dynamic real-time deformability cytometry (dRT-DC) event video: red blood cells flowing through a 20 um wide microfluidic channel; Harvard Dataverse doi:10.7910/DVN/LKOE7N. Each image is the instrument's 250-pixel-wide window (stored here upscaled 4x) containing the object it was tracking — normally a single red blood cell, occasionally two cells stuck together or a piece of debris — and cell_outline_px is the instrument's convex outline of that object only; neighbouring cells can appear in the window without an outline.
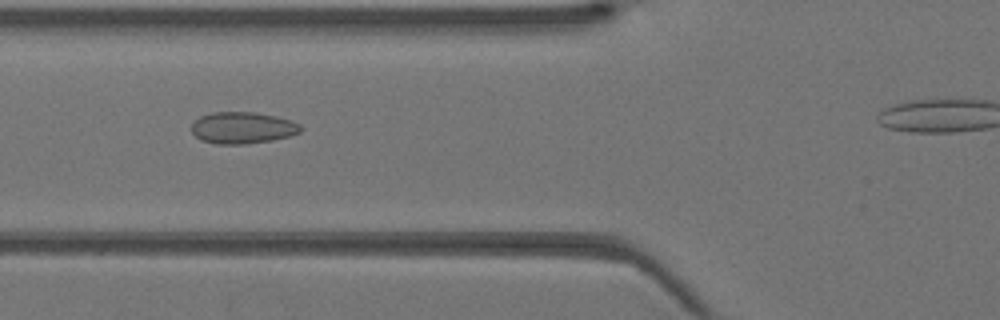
{"species": "Egyptian fruit bat (a non-hibernating species)", "species_latin": "Rousettus aegyptiacus", "temperature_condition": "warm", "stored_images_in_passage": 34, "camera_frame_rate_fps": 3000, "um_per_image_px": 0.085, "animal": {"sex": "female"}, "frame": {"image": 1, "passage_image": 13, "time_ms": 4.0, "image_size_px": [1000, 320], "cell_outline_px": [[300, 132], [292, 136], [272, 140], [244, 144], [216, 144], [200, 140], [192, 132], [192, 124], [200, 116], [212, 112], [252, 112], [276, 116], [292, 120], [300, 124]], "centroid_in_image_um": [20.62, 10.86], "position_along_channel_um": 105.2, "area_um2": 20.17}}
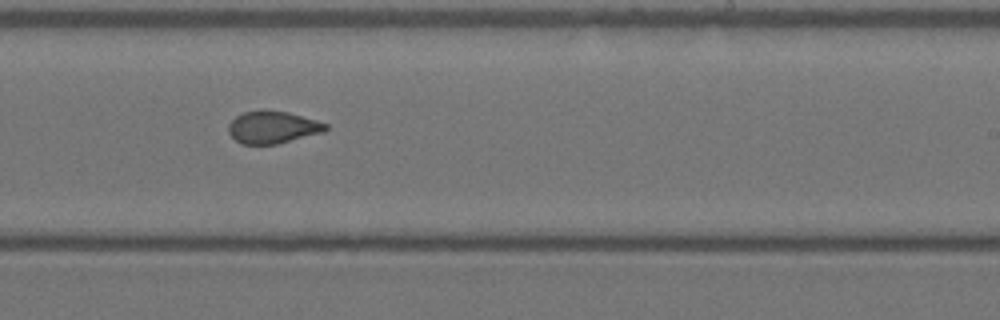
{"frame": {"image": 2, "passage_image": 23, "time_ms": 7.333, "image_size_px": [1000, 320], "cell_outline_px": [[328, 128], [324, 132], [276, 144], [240, 144], [228, 132], [228, 124], [236, 116], [244, 112], [264, 108], [288, 112], [316, 120], [328, 124]], "centroid_in_image_um": [23.16, 10.8], "position_along_channel_um": 265.8, "area_um2": 18.5}}
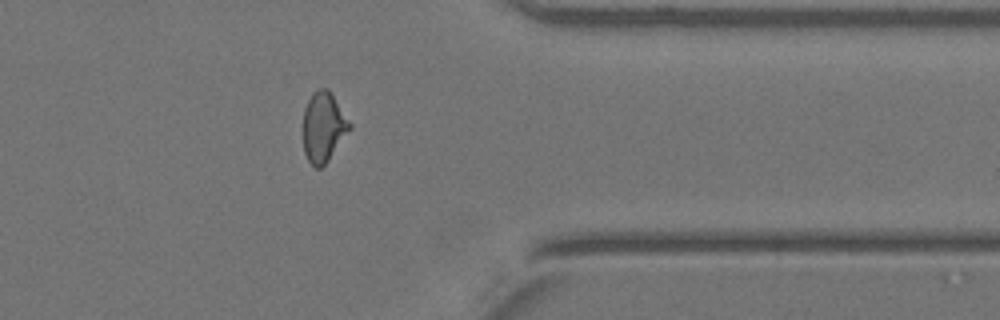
{"frame": {"image": 3, "passage_image": 31, "time_ms": 10.0, "image_size_px": [1000, 320], "cell_outline_px": [[352, 128], [328, 160], [320, 168], [316, 168], [308, 160], [304, 152], [304, 108], [312, 92], [316, 88], [328, 88], [352, 124]], "centroid_in_image_um": [27.51, 10.77], "position_along_channel_um": 383.9, "area_um2": 18.9}}